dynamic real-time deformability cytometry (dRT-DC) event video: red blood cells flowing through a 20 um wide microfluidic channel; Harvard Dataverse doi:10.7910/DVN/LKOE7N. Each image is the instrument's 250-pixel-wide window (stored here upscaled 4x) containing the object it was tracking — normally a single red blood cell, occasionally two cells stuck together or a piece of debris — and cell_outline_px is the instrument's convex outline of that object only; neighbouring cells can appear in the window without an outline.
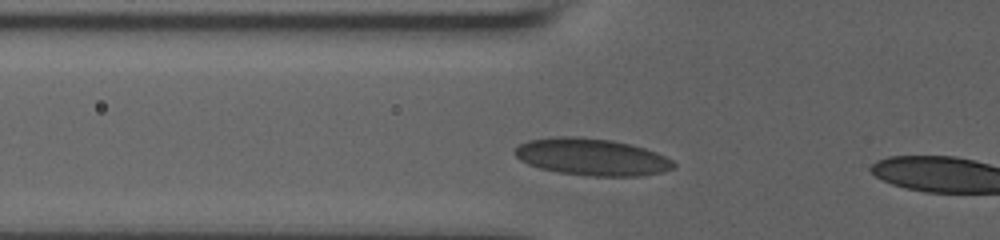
{"species": "human", "species_latin": "Homo sapiens", "temperature_condition": "room temperature", "stored_images_in_passage": 22, "camera_frame_rate_fps": 3000, "um_per_image_px": 0.085, "donor": {"sex": "male"}, "frame": {"image": 1, "passage_image": 4, "time_ms": 1.667, "image_size_px": [1000, 240], "cell_outline_px": [[676, 164], [672, 168], [664, 172], [640, 176], [588, 176], [560, 172], [540, 168], [528, 164], [520, 160], [512, 152], [520, 144], [528, 140], [560, 136], [568, 136], [608, 140], [632, 144], [656, 152], [672, 160]], "centroid_in_image_um": [50.3, 13.35], "position_along_channel_um": 75.5, "area_um2": 34.04}}
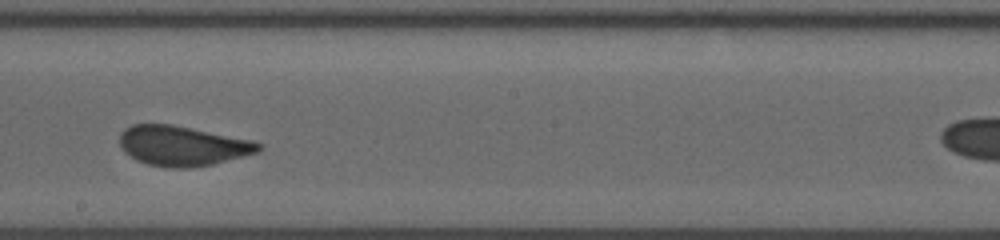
{"frame": {"image": 2, "passage_image": 12, "time_ms": 6.0, "image_size_px": [1000, 240], "cell_outline_px": [[264, 148], [256, 152], [212, 164], [188, 168], [164, 168], [148, 164], [136, 160], [124, 152], [120, 144], [120, 132], [124, 128], [132, 124], [172, 124], [252, 140], [264, 144]], "centroid_in_image_um": [15.48, 12.39], "position_along_channel_um": 232.7, "area_um2": 32.37}}
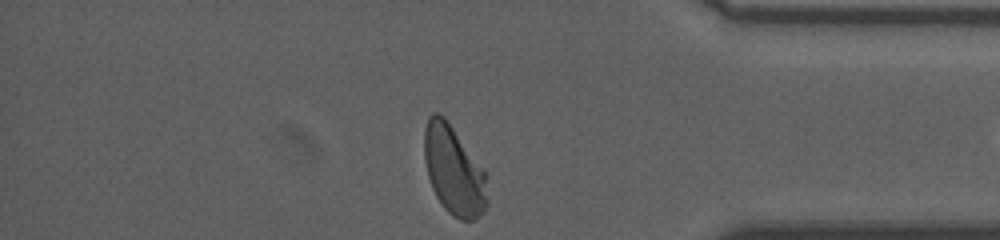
{"frame": {"image": 3, "passage_image": 22, "time_ms": 11.0, "image_size_px": [1000, 240], "cell_outline_px": [[488, 204], [484, 212], [480, 216], [472, 220], [460, 220], [452, 216], [444, 208], [436, 196], [432, 188], [428, 176], [424, 160], [424, 128], [428, 116], [432, 112], [436, 112], [444, 116], [484, 168], [488, 200]], "centroid_in_image_um": [38.57, 14.48], "position_along_channel_um": 396.6, "area_um2": 33.06}}